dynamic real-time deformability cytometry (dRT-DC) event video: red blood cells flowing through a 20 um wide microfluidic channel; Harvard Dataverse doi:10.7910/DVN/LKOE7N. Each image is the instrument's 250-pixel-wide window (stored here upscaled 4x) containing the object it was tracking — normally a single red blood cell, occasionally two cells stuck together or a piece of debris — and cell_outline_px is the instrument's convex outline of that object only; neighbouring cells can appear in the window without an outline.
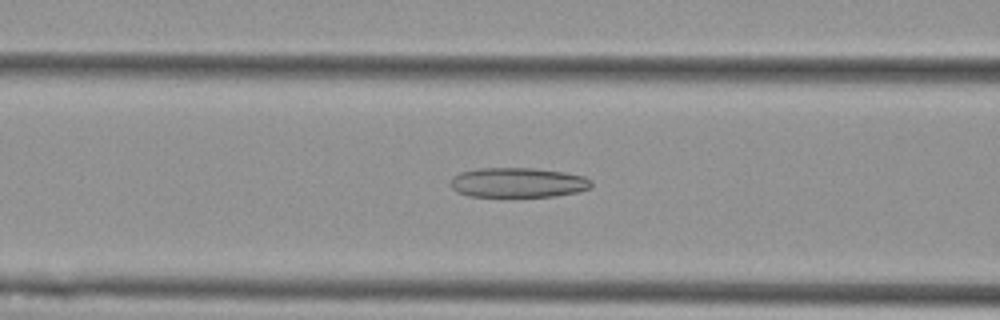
{"species": "Egyptian fruit bat (a non-hibernating species)", "species_latin": "Rousettus aegyptiacus", "temperature_condition": "cold", "stored_images_in_passage": 36, "camera_frame_rate_fps": 3000, "um_per_image_px": 0.085, "animal": {"sex": "female"}, "frame": {"image": 1, "passage_image": 6, "time_ms": 1.667, "image_size_px": [1000, 320], "cell_outline_px": [[592, 184], [588, 188], [576, 192], [556, 196], [468, 196], [456, 192], [452, 188], [452, 176], [460, 172], [476, 168], [536, 168], [564, 172], [584, 176], [592, 180]], "centroid_in_image_um": [44.01, 15.51], "position_along_channel_um": 122.6, "area_um2": 24.45}}
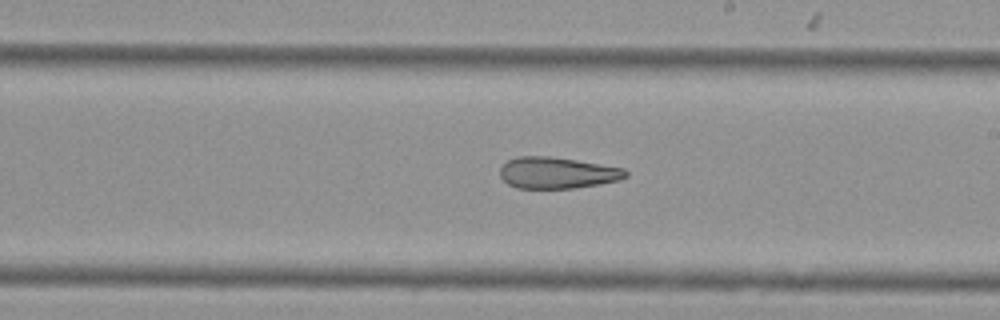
{"frame": {"image": 2, "passage_image": 16, "time_ms": 5.0, "image_size_px": [1000, 320], "cell_outline_px": [[628, 176], [620, 180], [600, 184], [576, 188], [516, 188], [508, 184], [500, 176], [500, 168], [508, 160], [516, 156], [548, 156], [576, 160], [624, 168], [628, 172]], "centroid_in_image_um": [47.37, 14.69], "position_along_channel_um": 241.6, "area_um2": 23.06}}
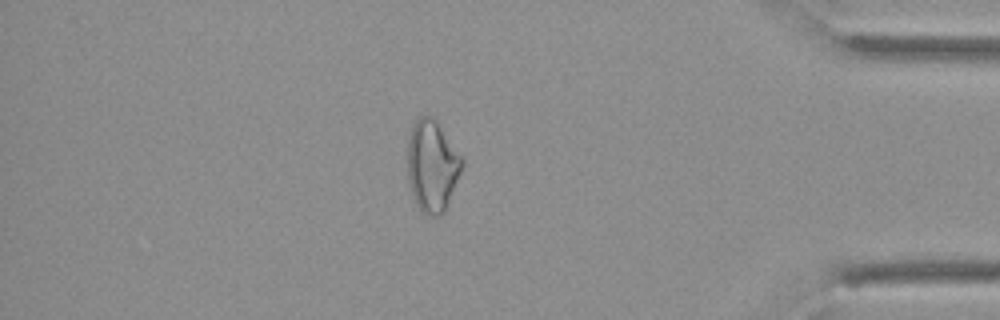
{"frame": {"image": 3, "passage_image": 32, "time_ms": 10.333, "image_size_px": [1000, 320], "cell_outline_px": [[464, 164], [444, 212], [440, 216], [428, 216], [420, 212], [412, 196], [408, 180], [408, 140], [412, 124], [420, 116], [432, 116], [436, 120], [464, 160]], "centroid_in_image_um": [36.72, 14.12], "position_along_channel_um": 398.5, "area_um2": 29.13}}